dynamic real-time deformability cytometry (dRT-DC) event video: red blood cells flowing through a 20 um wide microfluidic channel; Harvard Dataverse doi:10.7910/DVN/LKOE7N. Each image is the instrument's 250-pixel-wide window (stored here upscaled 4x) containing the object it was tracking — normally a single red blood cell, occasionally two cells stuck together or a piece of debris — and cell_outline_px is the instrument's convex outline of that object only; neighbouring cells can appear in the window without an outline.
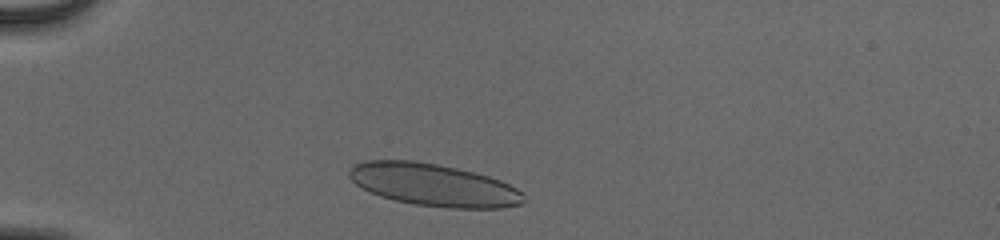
{"species": "human", "species_latin": "Homo sapiens", "temperature_condition": "cold", "stored_images_in_passage": 34, "camera_frame_rate_fps": 3000, "um_per_image_px": 0.085, "donor": {"sex": "male"}, "frame": {"image": 1, "passage_image": 4, "time_ms": 1.0, "image_size_px": [1000, 240], "cell_outline_px": [[524, 200], [520, 204], [504, 208], [448, 208], [416, 204], [396, 200], [380, 196], [368, 192], [360, 188], [348, 176], [348, 172], [356, 164], [368, 160], [412, 160], [436, 164], [456, 168], [488, 176], [500, 180], [516, 188], [520, 192]], "centroid_in_image_um": [36.82, 15.72], "position_along_channel_um": 48.2, "area_um2": 42.77}}
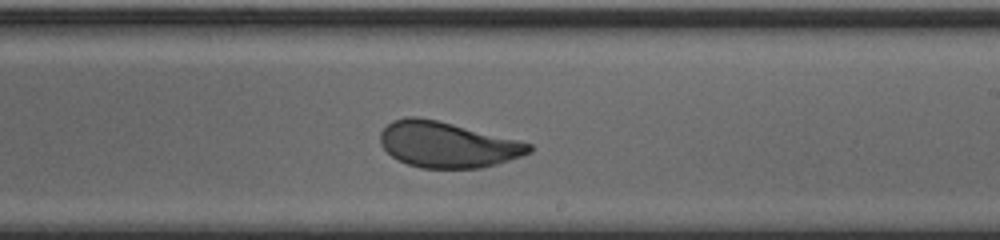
{"frame": {"image": 2, "passage_image": 22, "time_ms": 7.0, "image_size_px": [1000, 240], "cell_outline_px": [[532, 152], [496, 164], [480, 168], [420, 168], [408, 164], [392, 156], [380, 144], [380, 132], [392, 120], [404, 116], [416, 116], [436, 120], [532, 144]], "centroid_in_image_um": [37.98, 12.29], "position_along_channel_um": 251.0, "area_um2": 39.19}}
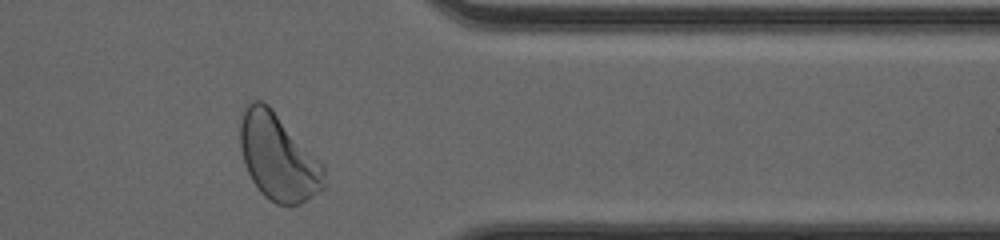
{"frame": {"image": 3, "passage_image": 33, "time_ms": 10.667, "image_size_px": [1000, 240], "cell_outline_px": [[324, 188], [320, 192], [300, 204], [276, 204], [264, 196], [260, 192], [252, 180], [244, 164], [240, 148], [240, 124], [244, 108], [248, 100], [260, 100], [268, 104], [324, 164]], "centroid_in_image_um": [23.64, 13.35], "position_along_channel_um": 387.8, "area_um2": 42.48}, "authors_computed_cell_mechanics": {"area_um2": 40.6334, "velocity_mm_per_s": 3.9261, "shape_relaxation_time_tau1_ms": 4.7692, "shape_relaxation_time_tau2_ms": null, "deformation_change_tau1": 0.1603, "deformation_change_tau2": null}}